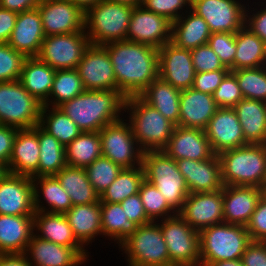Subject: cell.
Wrapping results in <instances>:
<instances>
[{"label":"cell","mask_w":266,"mask_h":266,"mask_svg":"<svg viewBox=\"0 0 266 266\" xmlns=\"http://www.w3.org/2000/svg\"><path fill=\"white\" fill-rule=\"evenodd\" d=\"M192 228H203L224 222L222 189L214 192L189 193L178 213Z\"/></svg>","instance_id":"16"},{"label":"cell","mask_w":266,"mask_h":266,"mask_svg":"<svg viewBox=\"0 0 266 266\" xmlns=\"http://www.w3.org/2000/svg\"><path fill=\"white\" fill-rule=\"evenodd\" d=\"M40 150L38 134L33 129L17 131L7 173L38 177Z\"/></svg>","instance_id":"27"},{"label":"cell","mask_w":266,"mask_h":266,"mask_svg":"<svg viewBox=\"0 0 266 266\" xmlns=\"http://www.w3.org/2000/svg\"><path fill=\"white\" fill-rule=\"evenodd\" d=\"M55 176L68 193L73 206L100 202V195L88 180L85 168L66 165Z\"/></svg>","instance_id":"36"},{"label":"cell","mask_w":266,"mask_h":266,"mask_svg":"<svg viewBox=\"0 0 266 266\" xmlns=\"http://www.w3.org/2000/svg\"><path fill=\"white\" fill-rule=\"evenodd\" d=\"M185 15V16H184ZM211 35L207 22L192 10L172 22V40L179 48L195 49L208 43Z\"/></svg>","instance_id":"34"},{"label":"cell","mask_w":266,"mask_h":266,"mask_svg":"<svg viewBox=\"0 0 266 266\" xmlns=\"http://www.w3.org/2000/svg\"><path fill=\"white\" fill-rule=\"evenodd\" d=\"M19 129L14 126L0 124V164L7 170L13 143Z\"/></svg>","instance_id":"56"},{"label":"cell","mask_w":266,"mask_h":266,"mask_svg":"<svg viewBox=\"0 0 266 266\" xmlns=\"http://www.w3.org/2000/svg\"><path fill=\"white\" fill-rule=\"evenodd\" d=\"M237 78L244 98L266 102V67L231 71Z\"/></svg>","instance_id":"44"},{"label":"cell","mask_w":266,"mask_h":266,"mask_svg":"<svg viewBox=\"0 0 266 266\" xmlns=\"http://www.w3.org/2000/svg\"><path fill=\"white\" fill-rule=\"evenodd\" d=\"M264 66L266 67V42H265V52H264Z\"/></svg>","instance_id":"66"},{"label":"cell","mask_w":266,"mask_h":266,"mask_svg":"<svg viewBox=\"0 0 266 266\" xmlns=\"http://www.w3.org/2000/svg\"><path fill=\"white\" fill-rule=\"evenodd\" d=\"M139 195L148 218L156 222L177 214L167 203L161 192L144 179L139 188Z\"/></svg>","instance_id":"45"},{"label":"cell","mask_w":266,"mask_h":266,"mask_svg":"<svg viewBox=\"0 0 266 266\" xmlns=\"http://www.w3.org/2000/svg\"><path fill=\"white\" fill-rule=\"evenodd\" d=\"M37 8L45 36L85 31V13L69 0H41Z\"/></svg>","instance_id":"15"},{"label":"cell","mask_w":266,"mask_h":266,"mask_svg":"<svg viewBox=\"0 0 266 266\" xmlns=\"http://www.w3.org/2000/svg\"><path fill=\"white\" fill-rule=\"evenodd\" d=\"M171 266H200V234L178 213L160 219Z\"/></svg>","instance_id":"10"},{"label":"cell","mask_w":266,"mask_h":266,"mask_svg":"<svg viewBox=\"0 0 266 266\" xmlns=\"http://www.w3.org/2000/svg\"><path fill=\"white\" fill-rule=\"evenodd\" d=\"M34 213L32 178L6 173L0 180V215L34 216Z\"/></svg>","instance_id":"19"},{"label":"cell","mask_w":266,"mask_h":266,"mask_svg":"<svg viewBox=\"0 0 266 266\" xmlns=\"http://www.w3.org/2000/svg\"><path fill=\"white\" fill-rule=\"evenodd\" d=\"M129 112L128 121L133 136L145 151L163 150L172 136L175 125L140 96L126 98L124 112Z\"/></svg>","instance_id":"3"},{"label":"cell","mask_w":266,"mask_h":266,"mask_svg":"<svg viewBox=\"0 0 266 266\" xmlns=\"http://www.w3.org/2000/svg\"><path fill=\"white\" fill-rule=\"evenodd\" d=\"M245 143L266 144V102L243 98L234 107Z\"/></svg>","instance_id":"31"},{"label":"cell","mask_w":266,"mask_h":266,"mask_svg":"<svg viewBox=\"0 0 266 266\" xmlns=\"http://www.w3.org/2000/svg\"><path fill=\"white\" fill-rule=\"evenodd\" d=\"M134 7L103 0L85 13V31L91 45L126 40Z\"/></svg>","instance_id":"6"},{"label":"cell","mask_w":266,"mask_h":266,"mask_svg":"<svg viewBox=\"0 0 266 266\" xmlns=\"http://www.w3.org/2000/svg\"><path fill=\"white\" fill-rule=\"evenodd\" d=\"M218 106L213 95L189 88L180 94L179 126L205 130Z\"/></svg>","instance_id":"28"},{"label":"cell","mask_w":266,"mask_h":266,"mask_svg":"<svg viewBox=\"0 0 266 266\" xmlns=\"http://www.w3.org/2000/svg\"><path fill=\"white\" fill-rule=\"evenodd\" d=\"M243 266H266V242L252 241L244 251Z\"/></svg>","instance_id":"57"},{"label":"cell","mask_w":266,"mask_h":266,"mask_svg":"<svg viewBox=\"0 0 266 266\" xmlns=\"http://www.w3.org/2000/svg\"><path fill=\"white\" fill-rule=\"evenodd\" d=\"M109 1L124 4V5H129L132 7H138V6H141L143 0H109Z\"/></svg>","instance_id":"63"},{"label":"cell","mask_w":266,"mask_h":266,"mask_svg":"<svg viewBox=\"0 0 266 266\" xmlns=\"http://www.w3.org/2000/svg\"><path fill=\"white\" fill-rule=\"evenodd\" d=\"M39 125L54 136L64 147L82 132L59 107L43 105Z\"/></svg>","instance_id":"41"},{"label":"cell","mask_w":266,"mask_h":266,"mask_svg":"<svg viewBox=\"0 0 266 266\" xmlns=\"http://www.w3.org/2000/svg\"><path fill=\"white\" fill-rule=\"evenodd\" d=\"M74 5L79 7L84 13H86L90 8L97 5L99 2L103 0H69Z\"/></svg>","instance_id":"61"},{"label":"cell","mask_w":266,"mask_h":266,"mask_svg":"<svg viewBox=\"0 0 266 266\" xmlns=\"http://www.w3.org/2000/svg\"><path fill=\"white\" fill-rule=\"evenodd\" d=\"M120 204L123 211L126 213V218L133 221L138 226L152 222L144 210L139 193L129 196Z\"/></svg>","instance_id":"55"},{"label":"cell","mask_w":266,"mask_h":266,"mask_svg":"<svg viewBox=\"0 0 266 266\" xmlns=\"http://www.w3.org/2000/svg\"><path fill=\"white\" fill-rule=\"evenodd\" d=\"M76 69L85 90H117L113 65L103 46L90 44Z\"/></svg>","instance_id":"17"},{"label":"cell","mask_w":266,"mask_h":266,"mask_svg":"<svg viewBox=\"0 0 266 266\" xmlns=\"http://www.w3.org/2000/svg\"><path fill=\"white\" fill-rule=\"evenodd\" d=\"M213 98L218 108H233L244 98L237 78L232 72L224 77L221 84L214 91Z\"/></svg>","instance_id":"49"},{"label":"cell","mask_w":266,"mask_h":266,"mask_svg":"<svg viewBox=\"0 0 266 266\" xmlns=\"http://www.w3.org/2000/svg\"><path fill=\"white\" fill-rule=\"evenodd\" d=\"M264 190L254 186L224 185V223L246 226Z\"/></svg>","instance_id":"23"},{"label":"cell","mask_w":266,"mask_h":266,"mask_svg":"<svg viewBox=\"0 0 266 266\" xmlns=\"http://www.w3.org/2000/svg\"><path fill=\"white\" fill-rule=\"evenodd\" d=\"M55 72V69L38 57H26L19 80L32 96L44 104L49 98Z\"/></svg>","instance_id":"33"},{"label":"cell","mask_w":266,"mask_h":266,"mask_svg":"<svg viewBox=\"0 0 266 266\" xmlns=\"http://www.w3.org/2000/svg\"><path fill=\"white\" fill-rule=\"evenodd\" d=\"M45 34L38 8L18 13L8 44L25 57H37Z\"/></svg>","instance_id":"24"},{"label":"cell","mask_w":266,"mask_h":266,"mask_svg":"<svg viewBox=\"0 0 266 266\" xmlns=\"http://www.w3.org/2000/svg\"><path fill=\"white\" fill-rule=\"evenodd\" d=\"M64 215L84 247L102 235L100 202L72 206Z\"/></svg>","instance_id":"32"},{"label":"cell","mask_w":266,"mask_h":266,"mask_svg":"<svg viewBox=\"0 0 266 266\" xmlns=\"http://www.w3.org/2000/svg\"><path fill=\"white\" fill-rule=\"evenodd\" d=\"M0 266H32L25 253L0 254Z\"/></svg>","instance_id":"60"},{"label":"cell","mask_w":266,"mask_h":266,"mask_svg":"<svg viewBox=\"0 0 266 266\" xmlns=\"http://www.w3.org/2000/svg\"><path fill=\"white\" fill-rule=\"evenodd\" d=\"M18 13L0 7V43H8Z\"/></svg>","instance_id":"58"},{"label":"cell","mask_w":266,"mask_h":266,"mask_svg":"<svg viewBox=\"0 0 266 266\" xmlns=\"http://www.w3.org/2000/svg\"><path fill=\"white\" fill-rule=\"evenodd\" d=\"M243 0H192L191 10L202 17L211 33H236L245 25Z\"/></svg>","instance_id":"13"},{"label":"cell","mask_w":266,"mask_h":266,"mask_svg":"<svg viewBox=\"0 0 266 266\" xmlns=\"http://www.w3.org/2000/svg\"><path fill=\"white\" fill-rule=\"evenodd\" d=\"M66 163L85 168L102 155L99 132H81L65 147Z\"/></svg>","instance_id":"40"},{"label":"cell","mask_w":266,"mask_h":266,"mask_svg":"<svg viewBox=\"0 0 266 266\" xmlns=\"http://www.w3.org/2000/svg\"><path fill=\"white\" fill-rule=\"evenodd\" d=\"M89 46L86 31L49 35L37 57L55 70L76 69Z\"/></svg>","instance_id":"12"},{"label":"cell","mask_w":266,"mask_h":266,"mask_svg":"<svg viewBox=\"0 0 266 266\" xmlns=\"http://www.w3.org/2000/svg\"><path fill=\"white\" fill-rule=\"evenodd\" d=\"M119 249L125 253L127 266H171L167 245L157 221L138 226L119 245Z\"/></svg>","instance_id":"9"},{"label":"cell","mask_w":266,"mask_h":266,"mask_svg":"<svg viewBox=\"0 0 266 266\" xmlns=\"http://www.w3.org/2000/svg\"><path fill=\"white\" fill-rule=\"evenodd\" d=\"M32 129L38 134L40 150L38 177L56 175L67 165L65 147L39 124Z\"/></svg>","instance_id":"38"},{"label":"cell","mask_w":266,"mask_h":266,"mask_svg":"<svg viewBox=\"0 0 266 266\" xmlns=\"http://www.w3.org/2000/svg\"><path fill=\"white\" fill-rule=\"evenodd\" d=\"M189 193L214 192L224 187L218 154L207 160H176Z\"/></svg>","instance_id":"21"},{"label":"cell","mask_w":266,"mask_h":266,"mask_svg":"<svg viewBox=\"0 0 266 266\" xmlns=\"http://www.w3.org/2000/svg\"><path fill=\"white\" fill-rule=\"evenodd\" d=\"M144 179L143 166L123 168L117 178L100 195V202L121 203L129 196L139 193Z\"/></svg>","instance_id":"42"},{"label":"cell","mask_w":266,"mask_h":266,"mask_svg":"<svg viewBox=\"0 0 266 266\" xmlns=\"http://www.w3.org/2000/svg\"><path fill=\"white\" fill-rule=\"evenodd\" d=\"M191 3L192 0H143L141 6L174 22L191 10Z\"/></svg>","instance_id":"48"},{"label":"cell","mask_w":266,"mask_h":266,"mask_svg":"<svg viewBox=\"0 0 266 266\" xmlns=\"http://www.w3.org/2000/svg\"><path fill=\"white\" fill-rule=\"evenodd\" d=\"M7 170L0 164V180L5 176Z\"/></svg>","instance_id":"64"},{"label":"cell","mask_w":266,"mask_h":266,"mask_svg":"<svg viewBox=\"0 0 266 266\" xmlns=\"http://www.w3.org/2000/svg\"><path fill=\"white\" fill-rule=\"evenodd\" d=\"M34 235L49 242L72 247L85 260H89L88 250L76 239L64 214L35 211Z\"/></svg>","instance_id":"25"},{"label":"cell","mask_w":266,"mask_h":266,"mask_svg":"<svg viewBox=\"0 0 266 266\" xmlns=\"http://www.w3.org/2000/svg\"><path fill=\"white\" fill-rule=\"evenodd\" d=\"M43 104L32 96L20 80L0 82V124L32 129L40 122Z\"/></svg>","instance_id":"8"},{"label":"cell","mask_w":266,"mask_h":266,"mask_svg":"<svg viewBox=\"0 0 266 266\" xmlns=\"http://www.w3.org/2000/svg\"><path fill=\"white\" fill-rule=\"evenodd\" d=\"M200 234V266L241 259L252 242L246 226L221 223L203 228Z\"/></svg>","instance_id":"5"},{"label":"cell","mask_w":266,"mask_h":266,"mask_svg":"<svg viewBox=\"0 0 266 266\" xmlns=\"http://www.w3.org/2000/svg\"><path fill=\"white\" fill-rule=\"evenodd\" d=\"M41 0H0V7L21 13L36 8Z\"/></svg>","instance_id":"59"},{"label":"cell","mask_w":266,"mask_h":266,"mask_svg":"<svg viewBox=\"0 0 266 266\" xmlns=\"http://www.w3.org/2000/svg\"><path fill=\"white\" fill-rule=\"evenodd\" d=\"M249 3L250 2H248V8H246L245 11V26L249 28L254 34H256L262 41L266 42V1H259L257 3L253 2V4L255 3V6L258 3H262L261 5L258 4V7L262 5V7H264L265 5L264 8L261 7L259 10L257 8H251L249 6Z\"/></svg>","instance_id":"53"},{"label":"cell","mask_w":266,"mask_h":266,"mask_svg":"<svg viewBox=\"0 0 266 266\" xmlns=\"http://www.w3.org/2000/svg\"><path fill=\"white\" fill-rule=\"evenodd\" d=\"M25 255L32 266H80L87 262L74 248L35 235L28 243Z\"/></svg>","instance_id":"26"},{"label":"cell","mask_w":266,"mask_h":266,"mask_svg":"<svg viewBox=\"0 0 266 266\" xmlns=\"http://www.w3.org/2000/svg\"><path fill=\"white\" fill-rule=\"evenodd\" d=\"M159 77L179 90L192 87L195 78L190 50L169 42L158 49Z\"/></svg>","instance_id":"18"},{"label":"cell","mask_w":266,"mask_h":266,"mask_svg":"<svg viewBox=\"0 0 266 266\" xmlns=\"http://www.w3.org/2000/svg\"><path fill=\"white\" fill-rule=\"evenodd\" d=\"M34 235V216L0 215V254L25 253Z\"/></svg>","instance_id":"29"},{"label":"cell","mask_w":266,"mask_h":266,"mask_svg":"<svg viewBox=\"0 0 266 266\" xmlns=\"http://www.w3.org/2000/svg\"><path fill=\"white\" fill-rule=\"evenodd\" d=\"M32 181L35 211L64 214L73 206L71 198L55 175L32 177ZM41 198L46 201L47 207Z\"/></svg>","instance_id":"30"},{"label":"cell","mask_w":266,"mask_h":266,"mask_svg":"<svg viewBox=\"0 0 266 266\" xmlns=\"http://www.w3.org/2000/svg\"><path fill=\"white\" fill-rule=\"evenodd\" d=\"M84 91L77 69L56 70L49 98L43 105L58 107Z\"/></svg>","instance_id":"43"},{"label":"cell","mask_w":266,"mask_h":266,"mask_svg":"<svg viewBox=\"0 0 266 266\" xmlns=\"http://www.w3.org/2000/svg\"><path fill=\"white\" fill-rule=\"evenodd\" d=\"M125 100L117 90H85L58 107L82 132H99L104 126L122 119Z\"/></svg>","instance_id":"2"},{"label":"cell","mask_w":266,"mask_h":266,"mask_svg":"<svg viewBox=\"0 0 266 266\" xmlns=\"http://www.w3.org/2000/svg\"><path fill=\"white\" fill-rule=\"evenodd\" d=\"M235 42L234 66L230 72L264 66L265 42L245 25L235 33Z\"/></svg>","instance_id":"37"},{"label":"cell","mask_w":266,"mask_h":266,"mask_svg":"<svg viewBox=\"0 0 266 266\" xmlns=\"http://www.w3.org/2000/svg\"><path fill=\"white\" fill-rule=\"evenodd\" d=\"M122 169L120 165L103 155L85 167L88 180L99 195L110 186Z\"/></svg>","instance_id":"46"},{"label":"cell","mask_w":266,"mask_h":266,"mask_svg":"<svg viewBox=\"0 0 266 266\" xmlns=\"http://www.w3.org/2000/svg\"><path fill=\"white\" fill-rule=\"evenodd\" d=\"M195 73L211 72L217 70H230L220 61L218 55L207 44L190 50Z\"/></svg>","instance_id":"51"},{"label":"cell","mask_w":266,"mask_h":266,"mask_svg":"<svg viewBox=\"0 0 266 266\" xmlns=\"http://www.w3.org/2000/svg\"><path fill=\"white\" fill-rule=\"evenodd\" d=\"M163 151L174 160H207L213 152L205 130L175 126L172 136Z\"/></svg>","instance_id":"22"},{"label":"cell","mask_w":266,"mask_h":266,"mask_svg":"<svg viewBox=\"0 0 266 266\" xmlns=\"http://www.w3.org/2000/svg\"><path fill=\"white\" fill-rule=\"evenodd\" d=\"M205 133L215 154L247 145L233 108H218L209 120Z\"/></svg>","instance_id":"20"},{"label":"cell","mask_w":266,"mask_h":266,"mask_svg":"<svg viewBox=\"0 0 266 266\" xmlns=\"http://www.w3.org/2000/svg\"><path fill=\"white\" fill-rule=\"evenodd\" d=\"M99 135L103 156L122 168L142 166L144 151L133 136L130 123L126 122L124 117L104 126Z\"/></svg>","instance_id":"11"},{"label":"cell","mask_w":266,"mask_h":266,"mask_svg":"<svg viewBox=\"0 0 266 266\" xmlns=\"http://www.w3.org/2000/svg\"><path fill=\"white\" fill-rule=\"evenodd\" d=\"M103 47L108 51L117 83V91L126 98L139 96L159 77L158 49L122 40Z\"/></svg>","instance_id":"1"},{"label":"cell","mask_w":266,"mask_h":266,"mask_svg":"<svg viewBox=\"0 0 266 266\" xmlns=\"http://www.w3.org/2000/svg\"><path fill=\"white\" fill-rule=\"evenodd\" d=\"M262 189L264 190V192L266 191V174L262 183Z\"/></svg>","instance_id":"65"},{"label":"cell","mask_w":266,"mask_h":266,"mask_svg":"<svg viewBox=\"0 0 266 266\" xmlns=\"http://www.w3.org/2000/svg\"><path fill=\"white\" fill-rule=\"evenodd\" d=\"M246 229L252 241L266 242V195L259 199Z\"/></svg>","instance_id":"52"},{"label":"cell","mask_w":266,"mask_h":266,"mask_svg":"<svg viewBox=\"0 0 266 266\" xmlns=\"http://www.w3.org/2000/svg\"><path fill=\"white\" fill-rule=\"evenodd\" d=\"M208 45L218 55L225 67L231 69L234 66L236 53L235 33H211Z\"/></svg>","instance_id":"50"},{"label":"cell","mask_w":266,"mask_h":266,"mask_svg":"<svg viewBox=\"0 0 266 266\" xmlns=\"http://www.w3.org/2000/svg\"><path fill=\"white\" fill-rule=\"evenodd\" d=\"M207 266H243L241 259L223 260L219 262L209 263Z\"/></svg>","instance_id":"62"},{"label":"cell","mask_w":266,"mask_h":266,"mask_svg":"<svg viewBox=\"0 0 266 266\" xmlns=\"http://www.w3.org/2000/svg\"><path fill=\"white\" fill-rule=\"evenodd\" d=\"M181 90L157 77L139 95L147 104L156 108L175 126L179 125Z\"/></svg>","instance_id":"35"},{"label":"cell","mask_w":266,"mask_h":266,"mask_svg":"<svg viewBox=\"0 0 266 266\" xmlns=\"http://www.w3.org/2000/svg\"><path fill=\"white\" fill-rule=\"evenodd\" d=\"M25 58L8 43H0V82L19 80Z\"/></svg>","instance_id":"47"},{"label":"cell","mask_w":266,"mask_h":266,"mask_svg":"<svg viewBox=\"0 0 266 266\" xmlns=\"http://www.w3.org/2000/svg\"><path fill=\"white\" fill-rule=\"evenodd\" d=\"M126 40L159 49L172 40V22L142 6L134 7Z\"/></svg>","instance_id":"14"},{"label":"cell","mask_w":266,"mask_h":266,"mask_svg":"<svg viewBox=\"0 0 266 266\" xmlns=\"http://www.w3.org/2000/svg\"><path fill=\"white\" fill-rule=\"evenodd\" d=\"M100 206L102 237L114 240L119 246L136 231L138 225L126 218L120 203L100 202Z\"/></svg>","instance_id":"39"},{"label":"cell","mask_w":266,"mask_h":266,"mask_svg":"<svg viewBox=\"0 0 266 266\" xmlns=\"http://www.w3.org/2000/svg\"><path fill=\"white\" fill-rule=\"evenodd\" d=\"M230 70L195 73L192 88L197 91L213 95Z\"/></svg>","instance_id":"54"},{"label":"cell","mask_w":266,"mask_h":266,"mask_svg":"<svg viewBox=\"0 0 266 266\" xmlns=\"http://www.w3.org/2000/svg\"><path fill=\"white\" fill-rule=\"evenodd\" d=\"M142 166L144 178L155 185L168 205L179 213L189 191L184 177L178 170L176 160L169 157L163 150L145 151Z\"/></svg>","instance_id":"7"},{"label":"cell","mask_w":266,"mask_h":266,"mask_svg":"<svg viewBox=\"0 0 266 266\" xmlns=\"http://www.w3.org/2000/svg\"><path fill=\"white\" fill-rule=\"evenodd\" d=\"M224 185L262 189L266 174V144H248L218 154Z\"/></svg>","instance_id":"4"}]
</instances>
